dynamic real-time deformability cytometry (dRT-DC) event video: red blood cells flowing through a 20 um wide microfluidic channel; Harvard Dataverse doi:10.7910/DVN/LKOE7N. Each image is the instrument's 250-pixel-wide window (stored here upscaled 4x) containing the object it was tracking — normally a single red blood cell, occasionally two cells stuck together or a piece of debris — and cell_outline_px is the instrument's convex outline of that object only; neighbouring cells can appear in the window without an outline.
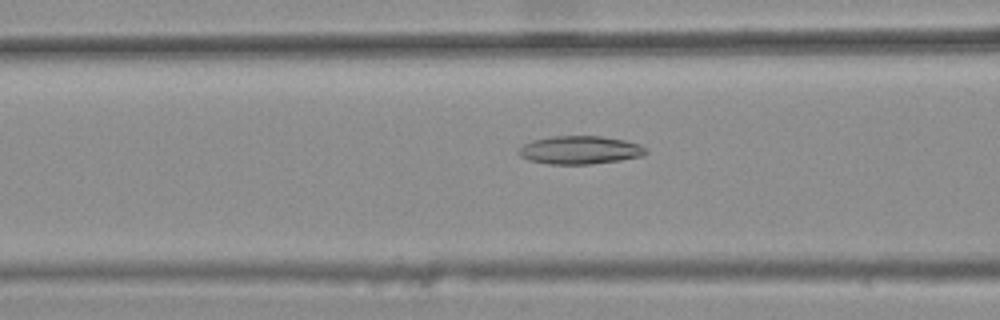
{"species": "common noctule bat (a hibernating species)", "species_latin": "Nyctalus noctula", "temperature_condition": "warm", "stored_images_in_passage": 33, "camera_frame_rate_fps": 3000, "um_per_image_px": 0.085, "animal": {"sex": "female", "body_mass_g": 25.1}, "frame": {"image": 1, "passage_image": 13, "time_ms": 4.0, "image_size_px": [1000, 320], "cell_outline_px": [[648, 152], [644, 156], [620, 160], [592, 164], [548, 164], [528, 160], [520, 156], [516, 152], [524, 144], [532, 140], [552, 136], [600, 136], [624, 140], [640, 144]], "centroid_in_image_um": [49.28, 12.75], "position_along_channel_um": 117.3, "area_um2": 20.98}}
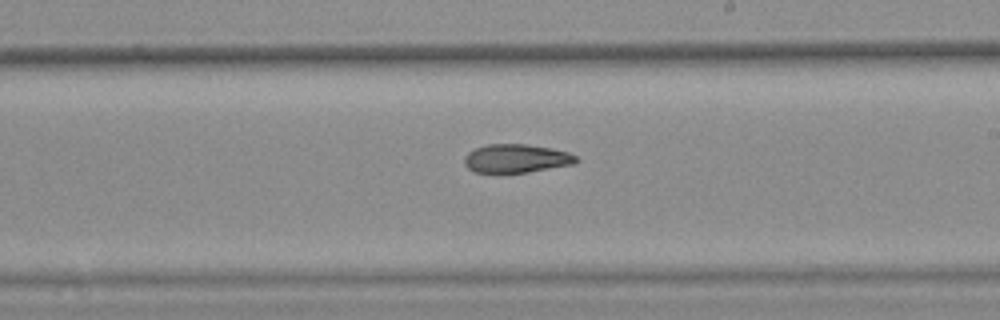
{"frame": {"image": 2, "passage_image": 23, "time_ms": 7.333, "image_size_px": [1000, 320], "cell_outline_px": [[580, 160], [572, 164], [528, 172], [476, 172], [468, 168], [464, 164], [464, 156], [468, 152], [476, 148], [488, 144], [524, 144], [552, 148], [568, 152], [576, 156]], "centroid_in_image_um": [43.88, 13.46], "position_along_channel_um": 245.1, "area_um2": 18.44}}
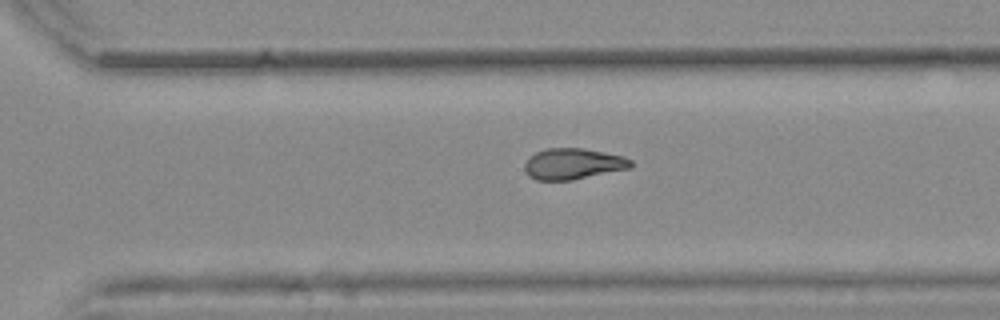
{"frame": {"image": 3, "passage_image": 29, "time_ms": 9.333, "image_size_px": [1000, 320], "cell_outline_px": [[632, 168], [572, 180], [536, 180], [528, 176], [524, 168], [524, 164], [536, 152], [548, 148], [584, 148], [624, 156], [632, 160]], "centroid_in_image_um": [48.74, 13.93], "position_along_channel_um": 321.9, "area_um2": 19.25}}